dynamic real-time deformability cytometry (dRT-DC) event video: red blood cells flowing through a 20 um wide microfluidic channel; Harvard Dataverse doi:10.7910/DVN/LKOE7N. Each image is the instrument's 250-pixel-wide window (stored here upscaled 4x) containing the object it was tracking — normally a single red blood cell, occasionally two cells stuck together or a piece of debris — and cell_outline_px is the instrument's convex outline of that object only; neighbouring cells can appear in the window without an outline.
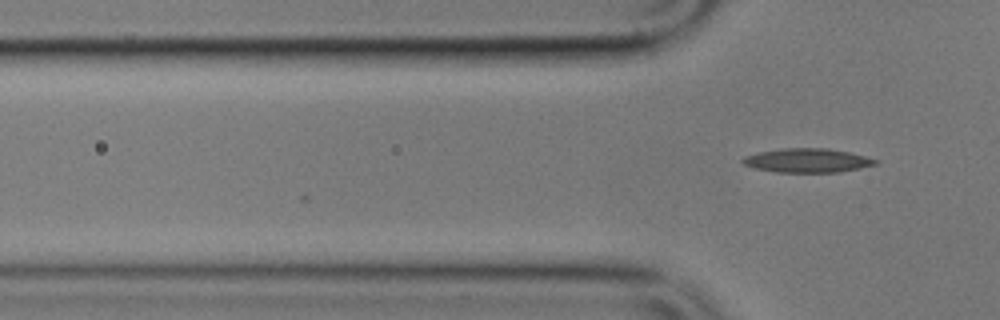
{"species": "common noctule bat (a hibernating species)", "species_latin": "Nyctalus noctula", "temperature_condition": "cold", "stored_images_in_passage": 6, "segment_of_instrument_passage": [2, 2], "camera_frame_rate_fps": 3000, "um_per_image_px": 0.085, "animal": {"sex": "male", "body_mass_g": 17.9}, "frame": {"image": 1, "passage_image": 6, "time_ms": 6.667, "image_size_px": [1000, 320], "cell_outline_px": [[880, 160], [876, 164], [860, 168], [840, 172], [776, 172], [756, 168], [744, 164], [740, 160], [744, 156], [756, 152], [784, 148], [828, 148], [848, 152]], "centroid_in_image_um": [68.61, 13.63], "position_along_channel_um": 57.2, "area_um2": 18.55}}